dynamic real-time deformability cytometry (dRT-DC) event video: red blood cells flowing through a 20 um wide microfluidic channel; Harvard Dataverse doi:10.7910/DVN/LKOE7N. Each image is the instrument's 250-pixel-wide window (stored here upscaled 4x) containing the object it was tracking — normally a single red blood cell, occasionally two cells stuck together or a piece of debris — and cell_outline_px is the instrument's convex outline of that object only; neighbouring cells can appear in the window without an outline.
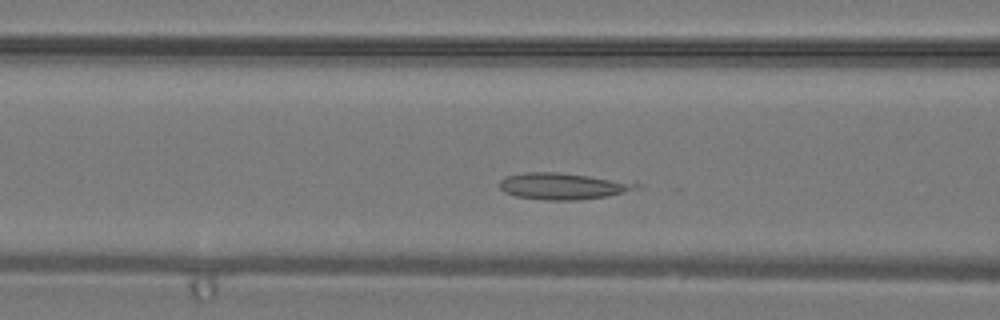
{"species": "common noctule bat (a hibernating species)", "species_latin": "Nyctalus noctula", "temperature_condition": "warm", "stored_images_in_passage": 32, "camera_frame_rate_fps": 3000, "um_per_image_px": 0.085, "animal": {"sex": "male", "body_mass_g": 19.2, "forearm_length_mm": 51.8}, "frame": {"image": 1, "passage_image": 9, "time_ms": 2.667, "image_size_px": [1000, 320], "cell_outline_px": [[644, 188], [608, 196], [576, 200], [548, 200], [516, 196], [504, 192], [500, 188], [500, 180], [504, 176], [524, 172], [556, 172], [636, 180], [644, 184]], "centroid_in_image_um": [48.03, 15.8], "position_along_channel_um": 118.6, "area_um2": 21.96}}
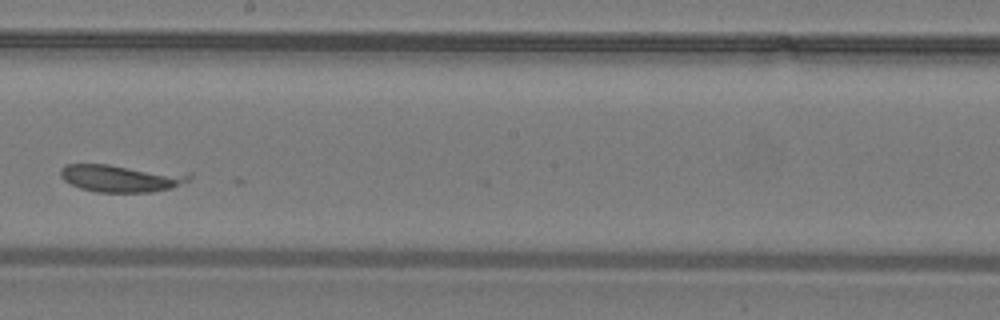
{"frame": {"image": 2, "passage_image": 16, "time_ms": 5.0, "image_size_px": [1000, 320], "cell_outline_px": [[192, 176], [188, 180], [172, 188], [152, 192], [96, 192], [80, 188], [64, 180], [60, 176], [60, 168], [68, 164], [108, 164], [192, 172]], "centroid_in_image_um": [10.36, 15.13], "position_along_channel_um": 237.8, "area_um2": 20.98}}
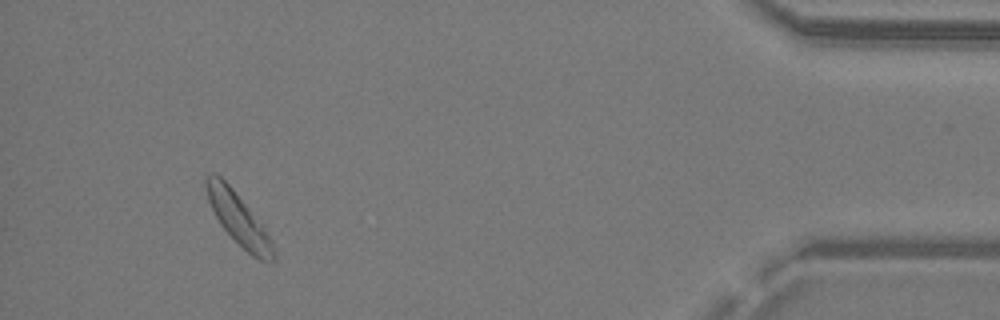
{"frame": {"image": 3, "passage_image": 30, "time_ms": 9.667, "image_size_px": [1000, 320], "cell_outline_px": [[276, 260], [272, 264], [260, 260], [252, 256], [220, 224], [208, 200], [204, 184], [204, 176], [212, 172], [216, 172], [232, 188], [264, 224], [272, 240], [276, 256]], "centroid_in_image_um": [20.31, 18.6], "position_along_channel_um": 414.9, "area_um2": 20.58}}